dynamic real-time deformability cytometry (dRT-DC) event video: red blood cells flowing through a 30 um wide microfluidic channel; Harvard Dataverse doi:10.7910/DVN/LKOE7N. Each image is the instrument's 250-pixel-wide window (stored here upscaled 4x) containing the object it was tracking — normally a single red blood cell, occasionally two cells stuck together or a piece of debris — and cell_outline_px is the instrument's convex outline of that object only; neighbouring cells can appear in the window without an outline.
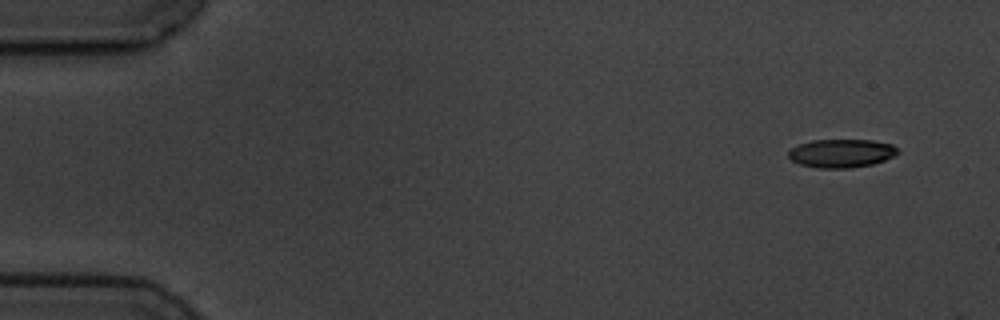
{"species": "common noctule bat (a hibernating species)", "species_latin": "Nyctalus noctula", "temperature_condition": "cold", "stored_images_in_passage": 3, "camera_frame_rate_fps": 3000, "um_per_image_px": 0.085, "animal": {"sex": "male", "body_mass_g": 19.5, "forearm_length_mm": 54.6}, "frame": {"image": 1, "passage_image": 1, "time_ms": 0.0, "image_size_px": [1000, 320], "cell_outline_px": [[900, 152], [896, 156], [872, 164], [852, 168], [816, 168], [800, 164], [792, 160], [788, 156], [788, 152], [792, 148], [800, 144], [812, 140], [872, 140], [892, 144]], "centroid_in_image_um": [71.54, 13.03], "position_along_channel_um": 13.5, "area_um2": 18.15}}